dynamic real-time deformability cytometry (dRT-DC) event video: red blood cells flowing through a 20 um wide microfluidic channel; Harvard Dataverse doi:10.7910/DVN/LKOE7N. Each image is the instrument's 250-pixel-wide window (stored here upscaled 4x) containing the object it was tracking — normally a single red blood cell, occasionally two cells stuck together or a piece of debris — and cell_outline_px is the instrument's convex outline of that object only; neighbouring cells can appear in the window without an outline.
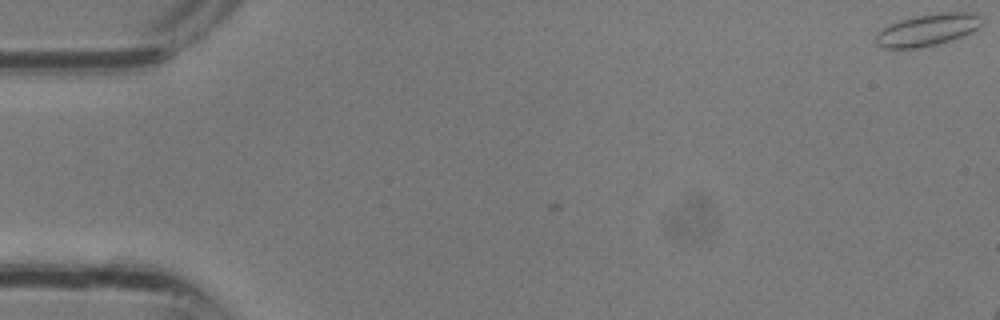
{"species": "common noctule bat (a hibernating species)", "species_latin": "Nyctalus noctula", "temperature_condition": "room temperature", "stored_images_in_passage": 4, "camera_frame_rate_fps": 3000, "um_per_image_px": 0.085, "animal": {"sex": "male", "body_mass_g": 13.3}, "frame": {"image": 1, "passage_image": 1, "time_ms": 0.0, "image_size_px": [1000, 320], "cell_outline_px": [[984, 24], [980, 28], [964, 36], [952, 40], [936, 44], [916, 48], [884, 48], [876, 44], [876, 32], [900, 20], [916, 16], [940, 12], [976, 12], [984, 16]], "centroid_in_image_um": [78.95, 2.52], "position_along_channel_um": 6.0, "area_um2": 20.06}}
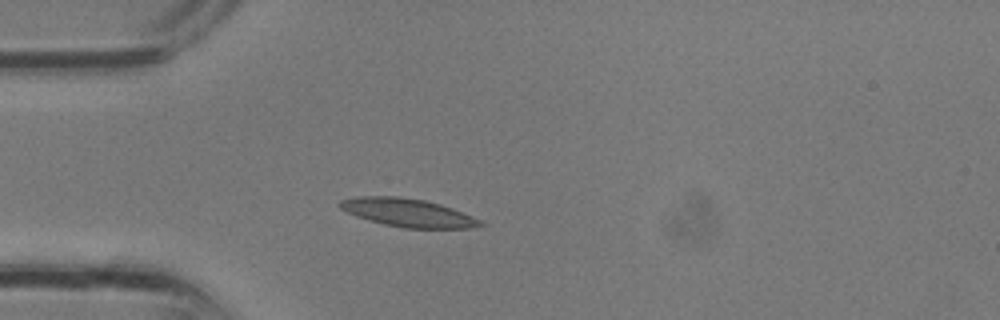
{"frame": {"image": 2, "passage_image": 4, "time_ms": 1.0, "image_size_px": [1000, 320], "cell_outline_px": [[488, 224], [472, 228], [404, 228], [384, 224], [368, 220], [356, 216], [340, 208], [340, 200], [356, 196], [400, 196], [424, 200], [440, 204], [452, 208], [472, 216]], "centroid_in_image_um": [34.69, 18.08], "position_along_channel_um": 50.3, "area_um2": 23.06}}